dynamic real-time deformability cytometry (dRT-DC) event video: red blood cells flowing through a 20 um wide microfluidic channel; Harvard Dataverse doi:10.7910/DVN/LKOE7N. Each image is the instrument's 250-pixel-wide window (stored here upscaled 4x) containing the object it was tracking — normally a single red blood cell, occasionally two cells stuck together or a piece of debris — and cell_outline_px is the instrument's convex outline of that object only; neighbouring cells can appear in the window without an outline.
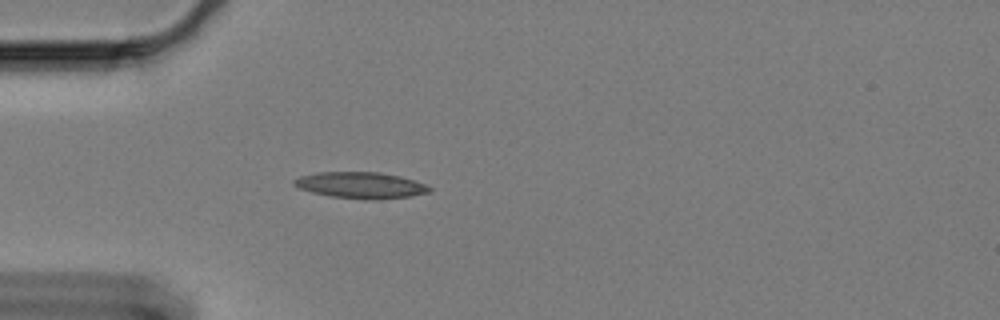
{"species": "Egyptian fruit bat (a non-hibernating species)", "species_latin": "Rousettus aegyptiacus", "temperature_condition": "cold", "stored_images_in_passage": 16, "camera_frame_rate_fps": 3000, "um_per_image_px": 0.085, "animal": {"sex": "female"}, "frame": {"image": 1, "passage_image": 1, "time_ms": 0.0, "image_size_px": [1000, 320], "cell_outline_px": [[432, 192], [408, 196], [368, 200], [364, 200], [332, 196], [312, 192], [300, 188], [292, 184], [292, 180], [300, 176], [316, 172], [380, 172], [400, 176], [424, 184], [432, 188]], "centroid_in_image_um": [30.64, 15.74], "position_along_channel_um": 54.4, "area_um2": 20.63}}
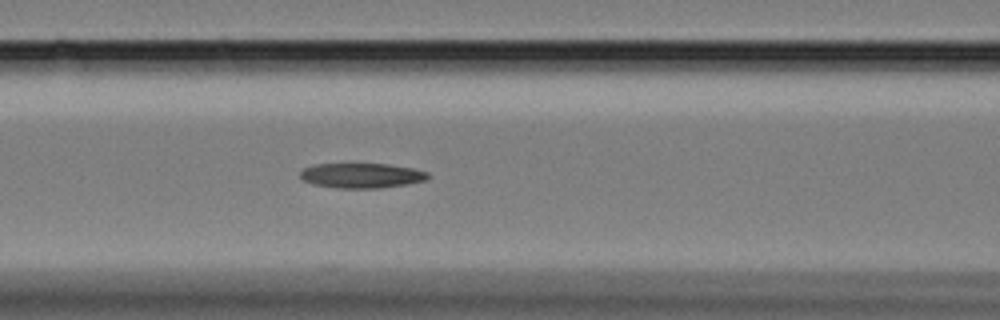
{"frame": {"image": 2, "passage_image": 9, "time_ms": 2.667, "image_size_px": [1000, 320], "cell_outline_px": [[432, 176], [424, 180], [408, 184], [380, 188], [336, 188], [312, 184], [304, 180], [300, 176], [300, 172], [304, 168], [316, 164], [388, 164], [412, 168], [428, 172]], "centroid_in_image_um": [30.75, 14.92], "position_along_channel_um": 135.8, "area_um2": 18.55}}
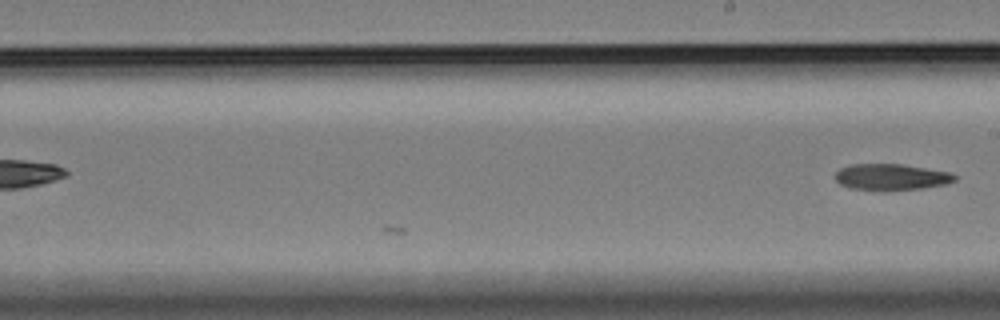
{"frame": {"image": 3, "passage_image": 16, "time_ms": 5.0, "image_size_px": [1000, 320], "cell_outline_px": [[956, 180], [944, 184], [920, 188], [848, 188], [840, 184], [836, 180], [836, 172], [840, 168], [848, 164], [900, 164], [952, 172], [956, 176]], "centroid_in_image_um": [75.75, 15.0], "position_along_channel_um": 213.2, "area_um2": 17.57}}